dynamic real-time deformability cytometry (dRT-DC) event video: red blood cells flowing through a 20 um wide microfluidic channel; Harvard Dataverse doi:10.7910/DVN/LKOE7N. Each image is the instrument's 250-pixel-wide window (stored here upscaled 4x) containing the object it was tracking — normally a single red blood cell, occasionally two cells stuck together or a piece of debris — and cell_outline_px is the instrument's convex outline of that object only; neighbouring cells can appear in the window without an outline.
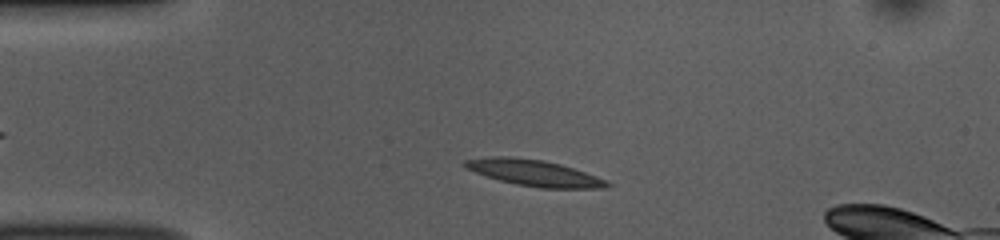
{"species": "common noctule bat (a hibernating species)", "species_latin": "Nyctalus noctula", "temperature_condition": "room temperature", "stored_images_in_passage": 45, "camera_frame_rate_fps": 3000, "um_per_image_px": 0.085, "animal": {"sex": "female", "body_mass_g": 10.0, "forearm_length_mm": 53.1}, "frame": {"image": 1, "passage_image": 6, "time_ms": 1.667, "image_size_px": [1000, 240], "cell_outline_px": [[612, 184], [604, 188], [540, 188], [516, 184], [500, 180], [464, 168], [464, 160], [492, 156], [512, 156], [544, 160], [560, 164], [608, 180]], "centroid_in_image_um": [45.41, 14.69], "position_along_channel_um": 39.6, "area_um2": 21.56}}
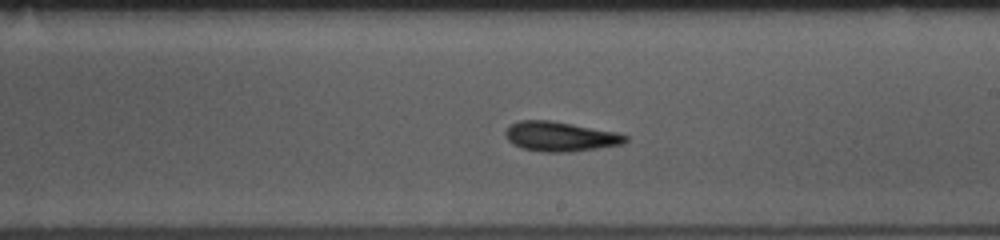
{"frame": {"image": 2, "passage_image": 24, "time_ms": 7.667, "image_size_px": [1000, 240], "cell_outline_px": [[628, 140], [624, 144], [572, 152], [544, 152], [520, 148], [512, 144], [504, 136], [504, 132], [508, 124], [520, 120], [552, 120], [616, 132], [628, 136]], "centroid_in_image_um": [47.58, 11.6], "position_along_channel_um": 241.4, "area_um2": 21.1}}
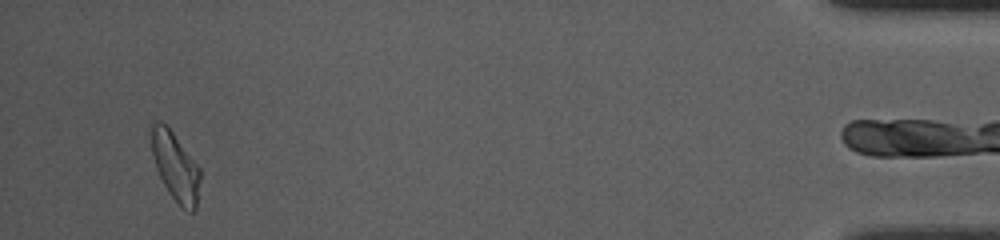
{"frame": {"image": 3, "passage_image": 44, "time_ms": 14.333, "image_size_px": [1000, 240], "cell_outline_px": [[200, 180], [196, 208], [192, 212], [188, 212], [168, 192], [156, 168], [152, 156], [152, 124], [156, 120], [160, 120], [172, 132], [200, 168]], "centroid_in_image_um": [14.91, 14.17], "position_along_channel_um": 420.3, "area_um2": 19.02}, "authors_computed_cell_mechanics": {"area_um2": 20.0566, "velocity_mm_per_s": 3.8142, "shape_relaxation_time_tau1_ms": 4.0014, "shape_relaxation_time_tau2_ms": 1.7089, "deformation_change_tau1": 0.1494, "deformation_change_tau2": 0.0908}}